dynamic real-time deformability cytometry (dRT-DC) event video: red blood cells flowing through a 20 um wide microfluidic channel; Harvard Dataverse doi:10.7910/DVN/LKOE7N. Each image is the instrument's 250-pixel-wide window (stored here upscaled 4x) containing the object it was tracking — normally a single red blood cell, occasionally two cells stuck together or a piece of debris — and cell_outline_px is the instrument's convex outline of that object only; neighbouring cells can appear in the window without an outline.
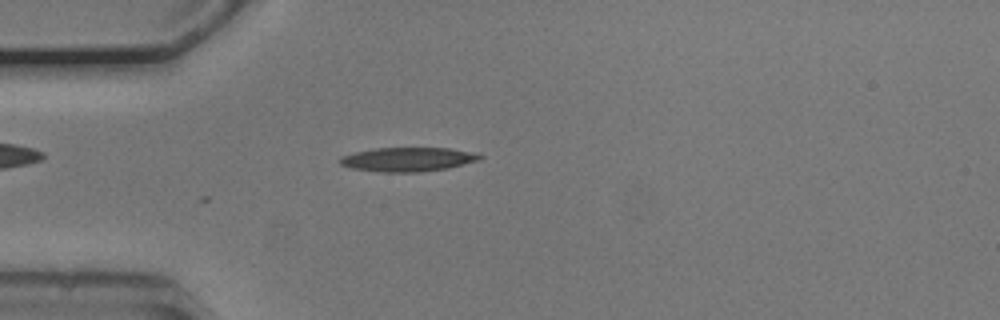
{"species": "common noctule bat (a hibernating species)", "species_latin": "Nyctalus noctula", "temperature_condition": "cold", "stored_images_in_passage": 27, "camera_frame_rate_fps": 3000, "um_per_image_px": 0.085, "animal": {"sex": "male", "body_mass_g": 20.5, "forearm_length_mm": 52.5}, "frame": {"image": 1, "passage_image": 10, "time_ms": 3.0, "image_size_px": [1000, 320], "cell_outline_px": [[484, 156], [480, 160], [448, 168], [420, 172], [380, 172], [352, 168], [340, 164], [340, 156], [356, 152], [376, 148], [448, 148], [468, 152]], "centroid_in_image_um": [34.65, 13.55], "position_along_channel_um": 50.4, "area_um2": 19.42}}